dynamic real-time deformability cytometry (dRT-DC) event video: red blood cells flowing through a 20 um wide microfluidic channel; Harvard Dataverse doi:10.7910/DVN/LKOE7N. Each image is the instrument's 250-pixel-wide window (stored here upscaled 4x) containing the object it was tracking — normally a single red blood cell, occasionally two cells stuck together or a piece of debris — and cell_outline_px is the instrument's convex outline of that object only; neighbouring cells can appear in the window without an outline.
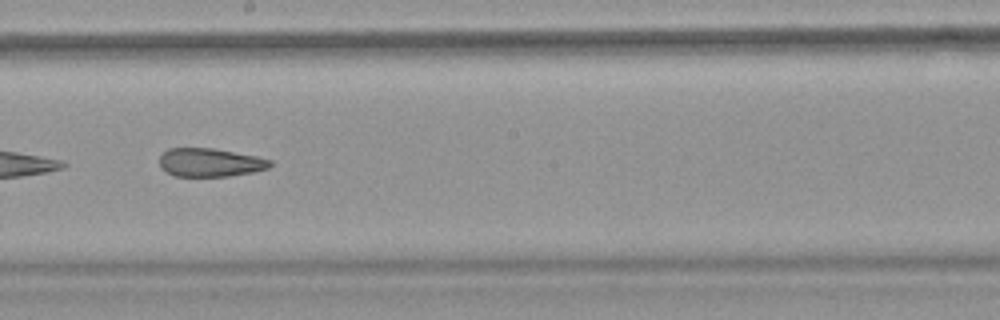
{"species": "common noctule bat (a hibernating species)", "species_latin": "Nyctalus noctula", "temperature_condition": "warm", "stored_images_in_passage": 13, "camera_frame_rate_fps": 3000, "um_per_image_px": 0.085, "animal": {"sex": "female", "body_mass_g": 18.4}, "frame": {"image": 1, "passage_image": 8, "time_ms": 9.667, "image_size_px": [1000, 320], "cell_outline_px": [[272, 164], [268, 168], [252, 172], [228, 176], [176, 176], [160, 168], [160, 156], [168, 148], [212, 148], [256, 156], [272, 160]], "centroid_in_image_um": [17.85, 13.81], "position_along_channel_um": 230.3, "area_um2": 18.21}, "authors_computed_cell_mechanics": {"area_um2": 19.7676, "velocity_mm_per_s": 3.7973, "shape_relaxation_time_tau1_ms": null, "shape_relaxation_time_tau2_ms": 5.3827, "deformation_change_tau1": null, "deformation_change_tau2": 0.1326}}